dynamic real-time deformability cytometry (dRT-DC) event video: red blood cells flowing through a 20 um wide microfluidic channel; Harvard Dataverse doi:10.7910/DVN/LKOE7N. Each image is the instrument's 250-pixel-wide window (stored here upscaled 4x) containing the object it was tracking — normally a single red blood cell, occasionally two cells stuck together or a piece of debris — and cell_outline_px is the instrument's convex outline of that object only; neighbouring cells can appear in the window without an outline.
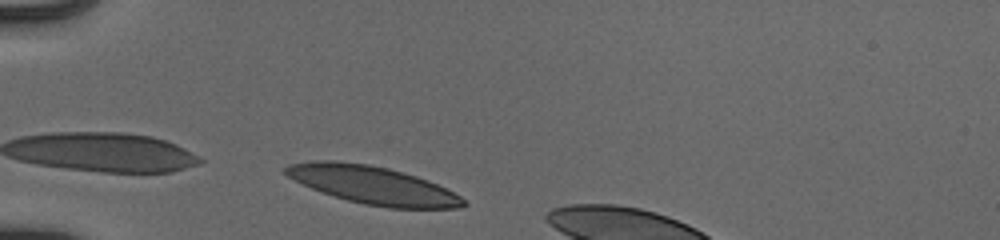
{"species": "human", "species_latin": "Homo sapiens", "temperature_condition": "cold", "stored_images_in_passage": 30, "camera_frame_rate_fps": 3000, "um_per_image_px": 0.085, "donor": {"sex": "male"}, "frame": {"image": 1, "passage_image": 1, "time_ms": 0.0, "image_size_px": [1000, 240], "cell_outline_px": [[468, 204], [460, 208], [388, 208], [364, 204], [348, 200], [312, 188], [288, 176], [284, 172], [284, 168], [288, 164], [316, 160], [336, 160], [368, 164], [388, 168], [416, 176], [428, 180], [460, 196]], "centroid_in_image_um": [31.69, 15.72], "position_along_channel_um": 53.3, "area_um2": 38.84}}
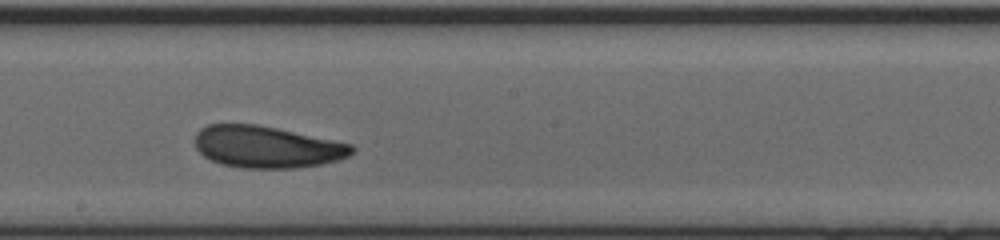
{"frame": {"image": 2, "passage_image": 16, "time_ms": 5.0, "image_size_px": [1000, 240], "cell_outline_px": [[356, 148], [348, 156], [336, 160], [320, 164], [296, 168], [240, 168], [220, 164], [204, 156], [196, 148], [196, 132], [200, 128], [208, 124], [256, 124], [276, 128], [352, 144]], "centroid_in_image_um": [22.65, 12.49], "position_along_channel_um": 225.6, "area_um2": 38.09}}
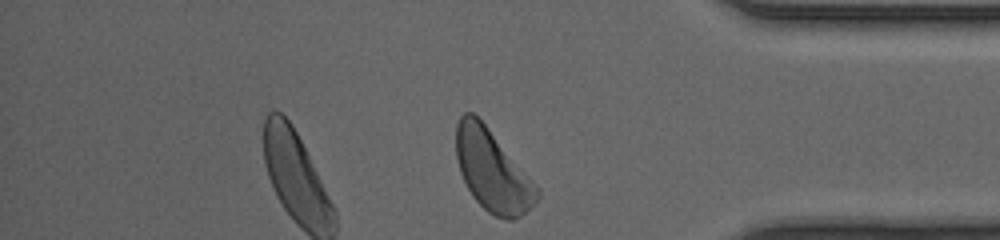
{"frame": {"image": 3, "passage_image": 30, "time_ms": 9.667, "image_size_px": [1000, 240], "cell_outline_px": [[540, 196], [520, 216], [512, 220], [508, 220], [496, 216], [488, 212], [472, 196], [460, 172], [456, 156], [456, 124], [460, 116], [464, 112], [472, 112], [484, 124], [540, 188]], "centroid_in_image_um": [41.84, 14.52], "position_along_channel_um": 393.4, "area_um2": 37.69}, "authors_computed_cell_mechanics": {"area_um2": 38.3214, "velocity_mm_per_s": 3.8955, "shape_relaxation_time_tau1_ms": 2.4387, "shape_relaxation_time_tau2_ms": 6.1143, "deformation_change_tau1": 0.1184, "deformation_change_tau2": 0.156}}